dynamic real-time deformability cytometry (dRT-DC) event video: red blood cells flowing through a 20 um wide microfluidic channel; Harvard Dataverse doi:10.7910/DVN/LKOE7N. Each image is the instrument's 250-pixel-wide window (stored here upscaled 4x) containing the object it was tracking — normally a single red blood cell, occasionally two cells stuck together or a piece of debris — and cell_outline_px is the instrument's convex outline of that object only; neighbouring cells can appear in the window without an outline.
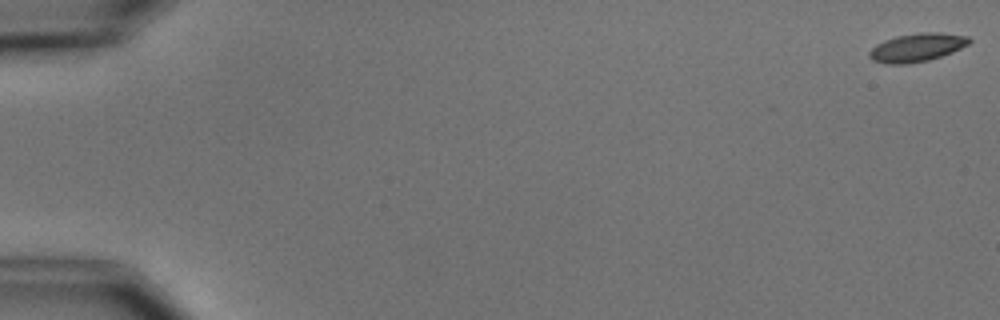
{"species": "common noctule bat (a hibernating species)", "species_latin": "Nyctalus noctula", "temperature_condition": "cold", "stored_images_in_passage": 3, "camera_frame_rate_fps": 3000, "um_per_image_px": 0.085, "animal": {"sex": "male", "body_mass_g": 15.6}, "frame": {"image": 1, "passage_image": 1, "time_ms": 0.0, "image_size_px": [1000, 320], "cell_outline_px": [[972, 40], [968, 44], [952, 52], [928, 60], [908, 64], [888, 64], [872, 60], [868, 56], [868, 52], [876, 44], [884, 40], [896, 36], [920, 32], [940, 32], [968, 36]], "centroid_in_image_um": [77.92, 4.03], "position_along_channel_um": 7.1, "area_um2": 16.53}}